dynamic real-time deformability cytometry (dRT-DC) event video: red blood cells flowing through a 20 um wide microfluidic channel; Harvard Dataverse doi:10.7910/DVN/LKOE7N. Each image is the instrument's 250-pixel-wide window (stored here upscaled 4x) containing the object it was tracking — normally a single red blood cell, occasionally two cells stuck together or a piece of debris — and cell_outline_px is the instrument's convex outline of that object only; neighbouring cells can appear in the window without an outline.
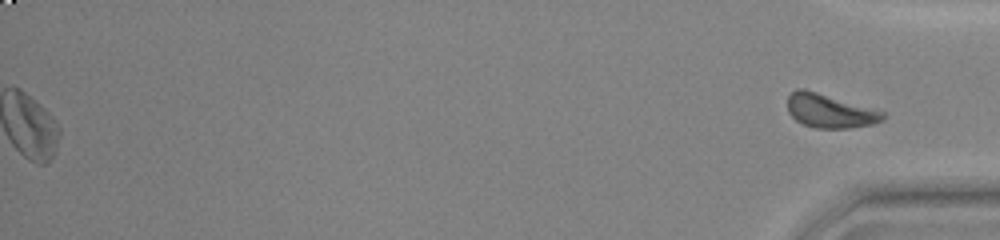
{"species": "common noctule bat (a hibernating species)", "species_latin": "Nyctalus noctula", "temperature_condition": "warm", "stored_images_in_passage": 52, "segment_of_instrument_passage": [2, 2], "camera_frame_rate_fps": 3000, "um_per_image_px": 0.085, "animal": {"sex": "female", "body_mass_g": 23.0, "forearm_length_mm": 53.4}, "frame": {"image": 1, "passage_image": 52, "time_ms": 17.0, "image_size_px": [1000, 240], "cell_outline_px": [[884, 120], [872, 124], [852, 128], [816, 128], [804, 124], [796, 120], [788, 112], [788, 96], [796, 88], [804, 88], [884, 112]], "centroid_in_image_um": [70.51, 9.43], "position_along_channel_um": 364.7, "area_um2": 18.55}}